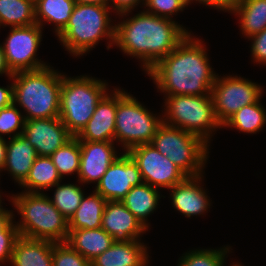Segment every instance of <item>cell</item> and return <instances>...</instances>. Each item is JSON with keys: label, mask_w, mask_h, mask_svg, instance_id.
<instances>
[{"label": "cell", "mask_w": 266, "mask_h": 266, "mask_svg": "<svg viewBox=\"0 0 266 266\" xmlns=\"http://www.w3.org/2000/svg\"><path fill=\"white\" fill-rule=\"evenodd\" d=\"M53 242L19 236L14 244L11 266H53Z\"/></svg>", "instance_id": "44dd1931"}, {"label": "cell", "mask_w": 266, "mask_h": 266, "mask_svg": "<svg viewBox=\"0 0 266 266\" xmlns=\"http://www.w3.org/2000/svg\"><path fill=\"white\" fill-rule=\"evenodd\" d=\"M76 4H94L109 6V0H74Z\"/></svg>", "instance_id": "ee69618b"}, {"label": "cell", "mask_w": 266, "mask_h": 266, "mask_svg": "<svg viewBox=\"0 0 266 266\" xmlns=\"http://www.w3.org/2000/svg\"><path fill=\"white\" fill-rule=\"evenodd\" d=\"M22 135L37 156H50L74 137L59 117L26 120Z\"/></svg>", "instance_id": "9a60e30c"}, {"label": "cell", "mask_w": 266, "mask_h": 266, "mask_svg": "<svg viewBox=\"0 0 266 266\" xmlns=\"http://www.w3.org/2000/svg\"><path fill=\"white\" fill-rule=\"evenodd\" d=\"M160 193V189L142 183L133 186L121 202L148 230L151 227L148 216L150 217L154 214V211L156 212L160 205V199L165 198Z\"/></svg>", "instance_id": "603a6c76"}, {"label": "cell", "mask_w": 266, "mask_h": 266, "mask_svg": "<svg viewBox=\"0 0 266 266\" xmlns=\"http://www.w3.org/2000/svg\"><path fill=\"white\" fill-rule=\"evenodd\" d=\"M75 4L74 0H36V24L43 29L45 24H53V32L57 36L66 27Z\"/></svg>", "instance_id": "cb8c5ba5"}, {"label": "cell", "mask_w": 266, "mask_h": 266, "mask_svg": "<svg viewBox=\"0 0 266 266\" xmlns=\"http://www.w3.org/2000/svg\"><path fill=\"white\" fill-rule=\"evenodd\" d=\"M7 197L15 208L13 210H17L21 217L18 221L14 218L20 236L54 243L66 242L68 219L53 205L49 195L20 192Z\"/></svg>", "instance_id": "5b68a950"}, {"label": "cell", "mask_w": 266, "mask_h": 266, "mask_svg": "<svg viewBox=\"0 0 266 266\" xmlns=\"http://www.w3.org/2000/svg\"><path fill=\"white\" fill-rule=\"evenodd\" d=\"M15 211L8 210L3 206L0 208V231H3L13 220L16 214Z\"/></svg>", "instance_id": "60d3db41"}, {"label": "cell", "mask_w": 266, "mask_h": 266, "mask_svg": "<svg viewBox=\"0 0 266 266\" xmlns=\"http://www.w3.org/2000/svg\"><path fill=\"white\" fill-rule=\"evenodd\" d=\"M163 100L164 124L195 134L211 145L213 133L222 129L211 95L164 96Z\"/></svg>", "instance_id": "52a82bcc"}, {"label": "cell", "mask_w": 266, "mask_h": 266, "mask_svg": "<svg viewBox=\"0 0 266 266\" xmlns=\"http://www.w3.org/2000/svg\"><path fill=\"white\" fill-rule=\"evenodd\" d=\"M11 81L7 86H0V109L9 106L13 103V82L12 77L9 78Z\"/></svg>", "instance_id": "ab89813d"}, {"label": "cell", "mask_w": 266, "mask_h": 266, "mask_svg": "<svg viewBox=\"0 0 266 266\" xmlns=\"http://www.w3.org/2000/svg\"><path fill=\"white\" fill-rule=\"evenodd\" d=\"M108 88L106 80L86 74L69 77L63 73L59 118L74 137L88 123Z\"/></svg>", "instance_id": "8992f818"}, {"label": "cell", "mask_w": 266, "mask_h": 266, "mask_svg": "<svg viewBox=\"0 0 266 266\" xmlns=\"http://www.w3.org/2000/svg\"><path fill=\"white\" fill-rule=\"evenodd\" d=\"M265 125L266 109L260 99L258 102L238 110L222 125V128H231L246 134H256L262 131Z\"/></svg>", "instance_id": "83f0119b"}, {"label": "cell", "mask_w": 266, "mask_h": 266, "mask_svg": "<svg viewBox=\"0 0 266 266\" xmlns=\"http://www.w3.org/2000/svg\"><path fill=\"white\" fill-rule=\"evenodd\" d=\"M226 262H227V260L224 262V265L223 266H225L226 265ZM228 266H229V264H228ZM230 266H244L243 264H241L239 261L237 262H232V263H230Z\"/></svg>", "instance_id": "f6af8a7d"}, {"label": "cell", "mask_w": 266, "mask_h": 266, "mask_svg": "<svg viewBox=\"0 0 266 266\" xmlns=\"http://www.w3.org/2000/svg\"><path fill=\"white\" fill-rule=\"evenodd\" d=\"M80 156V142L76 137H73L49 157L54 163L60 177L64 179L63 177L65 175L77 174L78 177Z\"/></svg>", "instance_id": "1f68e13d"}, {"label": "cell", "mask_w": 266, "mask_h": 266, "mask_svg": "<svg viewBox=\"0 0 266 266\" xmlns=\"http://www.w3.org/2000/svg\"><path fill=\"white\" fill-rule=\"evenodd\" d=\"M248 41L251 42L250 55L253 60L252 62L259 64V66H266V28L248 38Z\"/></svg>", "instance_id": "8d00e7d4"}, {"label": "cell", "mask_w": 266, "mask_h": 266, "mask_svg": "<svg viewBox=\"0 0 266 266\" xmlns=\"http://www.w3.org/2000/svg\"><path fill=\"white\" fill-rule=\"evenodd\" d=\"M163 123L162 113L154 114L136 97L121 87L117 88L114 142L123 152L153 141L158 127Z\"/></svg>", "instance_id": "ba28073f"}, {"label": "cell", "mask_w": 266, "mask_h": 266, "mask_svg": "<svg viewBox=\"0 0 266 266\" xmlns=\"http://www.w3.org/2000/svg\"><path fill=\"white\" fill-rule=\"evenodd\" d=\"M36 24L33 0H0V25L2 28Z\"/></svg>", "instance_id": "f1b7e54d"}, {"label": "cell", "mask_w": 266, "mask_h": 266, "mask_svg": "<svg viewBox=\"0 0 266 266\" xmlns=\"http://www.w3.org/2000/svg\"><path fill=\"white\" fill-rule=\"evenodd\" d=\"M62 79L63 72L50 65L13 74V103L25 120L59 117Z\"/></svg>", "instance_id": "3957f363"}, {"label": "cell", "mask_w": 266, "mask_h": 266, "mask_svg": "<svg viewBox=\"0 0 266 266\" xmlns=\"http://www.w3.org/2000/svg\"><path fill=\"white\" fill-rule=\"evenodd\" d=\"M3 75L10 78L13 76V73L10 71L7 65L4 51H3V46H2V43H0V76H3Z\"/></svg>", "instance_id": "b9f144b4"}, {"label": "cell", "mask_w": 266, "mask_h": 266, "mask_svg": "<svg viewBox=\"0 0 266 266\" xmlns=\"http://www.w3.org/2000/svg\"><path fill=\"white\" fill-rule=\"evenodd\" d=\"M127 153L137 164L143 183L152 187L170 189L188 177L151 143L134 146Z\"/></svg>", "instance_id": "7c38bea8"}, {"label": "cell", "mask_w": 266, "mask_h": 266, "mask_svg": "<svg viewBox=\"0 0 266 266\" xmlns=\"http://www.w3.org/2000/svg\"><path fill=\"white\" fill-rule=\"evenodd\" d=\"M2 191L0 190V208L3 206V200L4 199H2V195H3V192L1 193Z\"/></svg>", "instance_id": "bcb514c9"}, {"label": "cell", "mask_w": 266, "mask_h": 266, "mask_svg": "<svg viewBox=\"0 0 266 266\" xmlns=\"http://www.w3.org/2000/svg\"><path fill=\"white\" fill-rule=\"evenodd\" d=\"M264 88L258 82L249 80L240 75L217 74L211 88L214 111L221 125L242 107L258 102Z\"/></svg>", "instance_id": "30bf717a"}, {"label": "cell", "mask_w": 266, "mask_h": 266, "mask_svg": "<svg viewBox=\"0 0 266 266\" xmlns=\"http://www.w3.org/2000/svg\"><path fill=\"white\" fill-rule=\"evenodd\" d=\"M62 182V178L49 156H37L26 180L20 185L22 192L45 193Z\"/></svg>", "instance_id": "d4e9b609"}, {"label": "cell", "mask_w": 266, "mask_h": 266, "mask_svg": "<svg viewBox=\"0 0 266 266\" xmlns=\"http://www.w3.org/2000/svg\"><path fill=\"white\" fill-rule=\"evenodd\" d=\"M7 139L0 137V170L3 168L6 159Z\"/></svg>", "instance_id": "7bdbcfd3"}, {"label": "cell", "mask_w": 266, "mask_h": 266, "mask_svg": "<svg viewBox=\"0 0 266 266\" xmlns=\"http://www.w3.org/2000/svg\"><path fill=\"white\" fill-rule=\"evenodd\" d=\"M115 241L103 228L69 229L66 243L92 262L98 255L110 248Z\"/></svg>", "instance_id": "7402d4cb"}, {"label": "cell", "mask_w": 266, "mask_h": 266, "mask_svg": "<svg viewBox=\"0 0 266 266\" xmlns=\"http://www.w3.org/2000/svg\"><path fill=\"white\" fill-rule=\"evenodd\" d=\"M232 14L239 18L238 27L245 38L266 28V0H241Z\"/></svg>", "instance_id": "4316f807"}, {"label": "cell", "mask_w": 266, "mask_h": 266, "mask_svg": "<svg viewBox=\"0 0 266 266\" xmlns=\"http://www.w3.org/2000/svg\"><path fill=\"white\" fill-rule=\"evenodd\" d=\"M106 200L94 190L84 195L79 207L68 220L69 229L101 228Z\"/></svg>", "instance_id": "484cf974"}, {"label": "cell", "mask_w": 266, "mask_h": 266, "mask_svg": "<svg viewBox=\"0 0 266 266\" xmlns=\"http://www.w3.org/2000/svg\"><path fill=\"white\" fill-rule=\"evenodd\" d=\"M204 44L190 32L170 54L146 72L158 92L164 96L211 95L218 73L210 65Z\"/></svg>", "instance_id": "7a4b0ae2"}, {"label": "cell", "mask_w": 266, "mask_h": 266, "mask_svg": "<svg viewBox=\"0 0 266 266\" xmlns=\"http://www.w3.org/2000/svg\"><path fill=\"white\" fill-rule=\"evenodd\" d=\"M240 1L241 0H192V3L195 2L218 11L232 13Z\"/></svg>", "instance_id": "74e56055"}, {"label": "cell", "mask_w": 266, "mask_h": 266, "mask_svg": "<svg viewBox=\"0 0 266 266\" xmlns=\"http://www.w3.org/2000/svg\"><path fill=\"white\" fill-rule=\"evenodd\" d=\"M130 13L133 14L132 11L117 14L122 19L115 24L113 46H117L123 54L138 59L145 73L190 33L175 20L144 10L129 17Z\"/></svg>", "instance_id": "6da1fadb"}, {"label": "cell", "mask_w": 266, "mask_h": 266, "mask_svg": "<svg viewBox=\"0 0 266 266\" xmlns=\"http://www.w3.org/2000/svg\"><path fill=\"white\" fill-rule=\"evenodd\" d=\"M143 7L150 14L174 20L188 6L182 0H145Z\"/></svg>", "instance_id": "e575fe53"}, {"label": "cell", "mask_w": 266, "mask_h": 266, "mask_svg": "<svg viewBox=\"0 0 266 266\" xmlns=\"http://www.w3.org/2000/svg\"><path fill=\"white\" fill-rule=\"evenodd\" d=\"M151 144L188 177L205 174L210 145L199 136L162 123Z\"/></svg>", "instance_id": "9c48e42d"}, {"label": "cell", "mask_w": 266, "mask_h": 266, "mask_svg": "<svg viewBox=\"0 0 266 266\" xmlns=\"http://www.w3.org/2000/svg\"><path fill=\"white\" fill-rule=\"evenodd\" d=\"M36 158L35 148L23 135L10 138L7 140L6 159L0 176L6 170L11 179L20 186L26 180Z\"/></svg>", "instance_id": "ffe728a7"}, {"label": "cell", "mask_w": 266, "mask_h": 266, "mask_svg": "<svg viewBox=\"0 0 266 266\" xmlns=\"http://www.w3.org/2000/svg\"><path fill=\"white\" fill-rule=\"evenodd\" d=\"M52 261L53 266H91L90 261L66 242H53Z\"/></svg>", "instance_id": "836d02e7"}, {"label": "cell", "mask_w": 266, "mask_h": 266, "mask_svg": "<svg viewBox=\"0 0 266 266\" xmlns=\"http://www.w3.org/2000/svg\"><path fill=\"white\" fill-rule=\"evenodd\" d=\"M110 12L113 11L109 6L75 4L66 27L56 36L59 43L78 58L94 50L101 40L106 39L109 50L114 45L117 21L111 19Z\"/></svg>", "instance_id": "277c9868"}, {"label": "cell", "mask_w": 266, "mask_h": 266, "mask_svg": "<svg viewBox=\"0 0 266 266\" xmlns=\"http://www.w3.org/2000/svg\"><path fill=\"white\" fill-rule=\"evenodd\" d=\"M80 142V166L77 181L82 186L100 181L108 167L123 153L117 151L115 142L84 141ZM84 184V185H83Z\"/></svg>", "instance_id": "5bb4252c"}, {"label": "cell", "mask_w": 266, "mask_h": 266, "mask_svg": "<svg viewBox=\"0 0 266 266\" xmlns=\"http://www.w3.org/2000/svg\"><path fill=\"white\" fill-rule=\"evenodd\" d=\"M148 249L143 240H116L91 262V266H148Z\"/></svg>", "instance_id": "d6986e66"}, {"label": "cell", "mask_w": 266, "mask_h": 266, "mask_svg": "<svg viewBox=\"0 0 266 266\" xmlns=\"http://www.w3.org/2000/svg\"><path fill=\"white\" fill-rule=\"evenodd\" d=\"M25 121L24 114L14 103L0 109V137L10 139L22 135Z\"/></svg>", "instance_id": "d6a6232c"}, {"label": "cell", "mask_w": 266, "mask_h": 266, "mask_svg": "<svg viewBox=\"0 0 266 266\" xmlns=\"http://www.w3.org/2000/svg\"><path fill=\"white\" fill-rule=\"evenodd\" d=\"M187 6L192 4V0H182Z\"/></svg>", "instance_id": "7dc6e473"}, {"label": "cell", "mask_w": 266, "mask_h": 266, "mask_svg": "<svg viewBox=\"0 0 266 266\" xmlns=\"http://www.w3.org/2000/svg\"><path fill=\"white\" fill-rule=\"evenodd\" d=\"M19 236L14 220L3 231H0V266L10 264L14 244Z\"/></svg>", "instance_id": "d590c367"}, {"label": "cell", "mask_w": 266, "mask_h": 266, "mask_svg": "<svg viewBox=\"0 0 266 266\" xmlns=\"http://www.w3.org/2000/svg\"><path fill=\"white\" fill-rule=\"evenodd\" d=\"M145 0H109V7L115 17L117 14L134 11L139 5L143 8Z\"/></svg>", "instance_id": "f35d334b"}, {"label": "cell", "mask_w": 266, "mask_h": 266, "mask_svg": "<svg viewBox=\"0 0 266 266\" xmlns=\"http://www.w3.org/2000/svg\"><path fill=\"white\" fill-rule=\"evenodd\" d=\"M54 187L55 191L50 199L60 213L69 220L79 207L85 192L77 183L59 182Z\"/></svg>", "instance_id": "4dcf8cb0"}, {"label": "cell", "mask_w": 266, "mask_h": 266, "mask_svg": "<svg viewBox=\"0 0 266 266\" xmlns=\"http://www.w3.org/2000/svg\"><path fill=\"white\" fill-rule=\"evenodd\" d=\"M101 228L115 240H142L148 231L121 201L106 202Z\"/></svg>", "instance_id": "ac0fdd59"}, {"label": "cell", "mask_w": 266, "mask_h": 266, "mask_svg": "<svg viewBox=\"0 0 266 266\" xmlns=\"http://www.w3.org/2000/svg\"><path fill=\"white\" fill-rule=\"evenodd\" d=\"M43 30L38 24L10 28L2 46L7 65L13 74L38 70L49 65L37 57L43 40Z\"/></svg>", "instance_id": "8fae6325"}, {"label": "cell", "mask_w": 266, "mask_h": 266, "mask_svg": "<svg viewBox=\"0 0 266 266\" xmlns=\"http://www.w3.org/2000/svg\"><path fill=\"white\" fill-rule=\"evenodd\" d=\"M231 250L232 246L228 245L215 249L194 248L179 257L177 266H223Z\"/></svg>", "instance_id": "f546056e"}, {"label": "cell", "mask_w": 266, "mask_h": 266, "mask_svg": "<svg viewBox=\"0 0 266 266\" xmlns=\"http://www.w3.org/2000/svg\"><path fill=\"white\" fill-rule=\"evenodd\" d=\"M143 183L141 172L137 164L123 152L104 173L100 181L94 186L106 201H121L133 188Z\"/></svg>", "instance_id": "4fadbf2b"}, {"label": "cell", "mask_w": 266, "mask_h": 266, "mask_svg": "<svg viewBox=\"0 0 266 266\" xmlns=\"http://www.w3.org/2000/svg\"><path fill=\"white\" fill-rule=\"evenodd\" d=\"M202 178L204 179V174L187 177L181 183L168 189L172 207L186 218L201 216L208 213L211 208L212 200H210L208 192L203 187Z\"/></svg>", "instance_id": "2e32d148"}, {"label": "cell", "mask_w": 266, "mask_h": 266, "mask_svg": "<svg viewBox=\"0 0 266 266\" xmlns=\"http://www.w3.org/2000/svg\"><path fill=\"white\" fill-rule=\"evenodd\" d=\"M116 110L117 87L115 86L96 105L92 117L76 138L84 141L114 142Z\"/></svg>", "instance_id": "e0dca14e"}]
</instances>
